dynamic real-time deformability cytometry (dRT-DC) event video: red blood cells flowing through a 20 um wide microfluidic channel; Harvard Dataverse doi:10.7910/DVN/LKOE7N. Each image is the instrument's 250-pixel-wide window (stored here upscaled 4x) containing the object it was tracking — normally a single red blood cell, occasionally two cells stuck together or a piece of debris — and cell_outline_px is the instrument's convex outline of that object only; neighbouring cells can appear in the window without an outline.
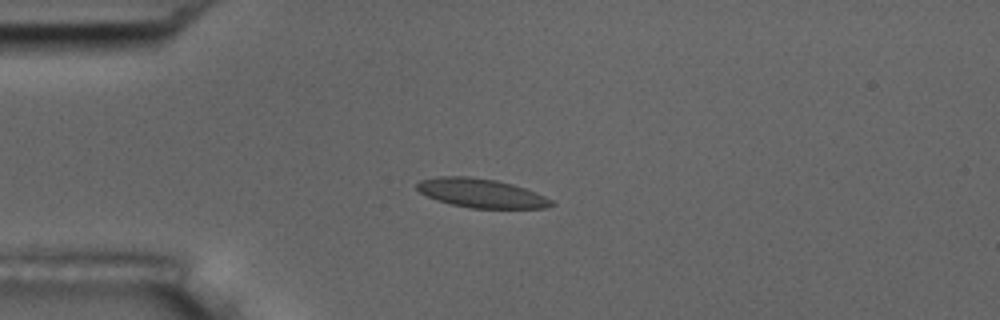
{"species": "common noctule bat (a hibernating species)", "species_latin": "Nyctalus noctula", "temperature_condition": "room temperature", "stored_images_in_passage": 8, "camera_frame_rate_fps": 3000, "um_per_image_px": 0.085, "animal": {"sex": "male", "body_mass_g": 17.5, "forearm_length_mm": 52.3}, "frame": {"image": 1, "passage_image": 4, "time_ms": 3.333, "image_size_px": [1000, 320], "cell_outline_px": [[556, 204], [544, 208], [472, 208], [452, 204], [436, 200], [420, 192], [416, 188], [416, 184], [420, 180], [436, 176], [468, 176], [496, 180], [512, 184], [536, 192], [552, 200]], "centroid_in_image_um": [40.89, 16.41], "position_along_channel_um": 44.1, "area_um2": 22.66}}
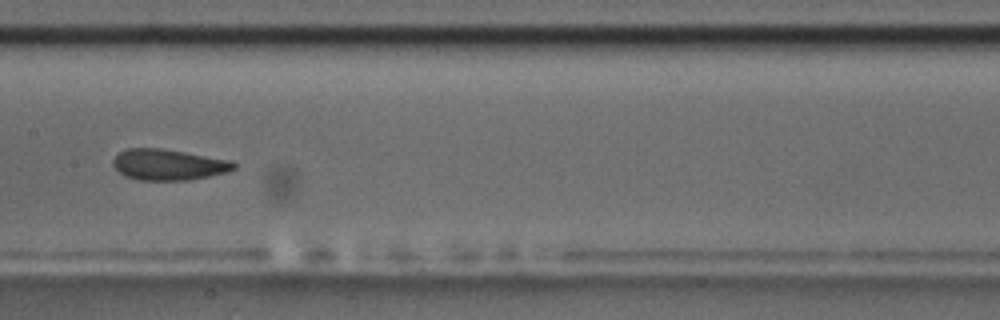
{"frame": {"image": 2, "passage_image": 8, "time_ms": 8.0, "image_size_px": [1000, 320], "cell_outline_px": [[236, 168], [224, 172], [208, 176], [188, 180], [140, 180], [124, 176], [112, 164], [112, 160], [124, 148], [160, 148], [232, 160], [236, 164]], "centroid_in_image_um": [14.29, 13.99], "position_along_channel_um": 193.1, "area_um2": 21.68}}